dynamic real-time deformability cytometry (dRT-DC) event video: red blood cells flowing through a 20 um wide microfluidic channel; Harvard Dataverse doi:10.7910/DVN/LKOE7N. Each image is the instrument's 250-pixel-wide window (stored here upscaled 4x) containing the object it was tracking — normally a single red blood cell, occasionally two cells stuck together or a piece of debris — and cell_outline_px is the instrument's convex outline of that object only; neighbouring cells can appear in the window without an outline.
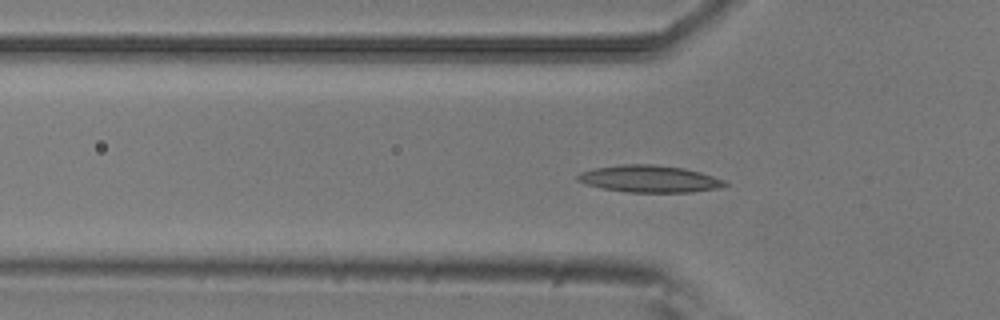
{"species": "common noctule bat (a hibernating species)", "species_latin": "Nyctalus noctula", "temperature_condition": "room temperature", "stored_images_in_passage": 54, "camera_frame_rate_fps": 3000, "um_per_image_px": 0.085, "animal": {"sex": "male", "body_mass_g": 20.5, "forearm_length_mm": 52.5}, "frame": {"image": 1, "passage_image": 17, "time_ms": 5.333, "image_size_px": [1000, 320], "cell_outline_px": [[728, 184], [716, 188], [692, 192], [628, 192], [604, 188], [588, 184], [576, 180], [576, 176], [580, 172], [592, 168], [620, 164], [656, 164], [684, 168], [700, 172], [724, 180]], "centroid_in_image_um": [55.17, 15.19], "position_along_channel_um": 70.6, "area_um2": 23.06}}
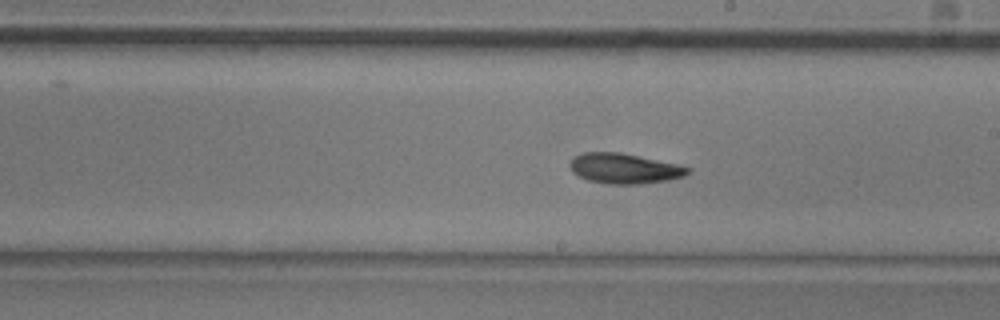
{"frame": {"image": 2, "passage_image": 30, "time_ms": 9.667, "image_size_px": [1000, 320], "cell_outline_px": [[692, 172], [684, 176], [668, 180], [640, 184], [608, 184], [588, 180], [572, 172], [568, 164], [572, 156], [584, 152], [620, 152], [676, 164], [692, 168]], "centroid_in_image_um": [53.05, 14.32], "position_along_channel_um": 236.0, "area_um2": 20.87}}
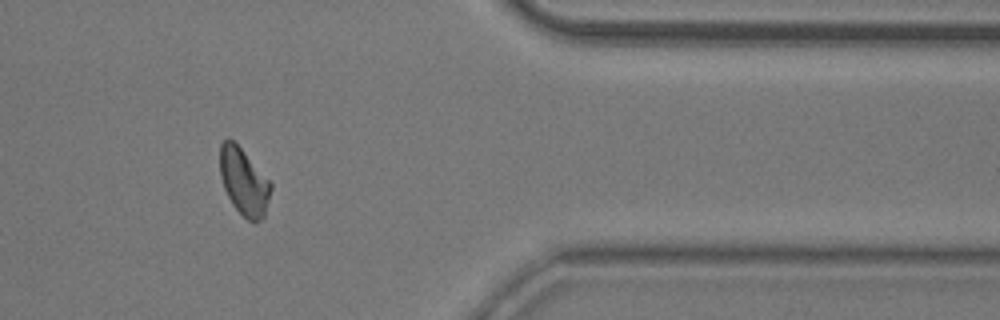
{"frame": {"image": 3, "passage_image": 44, "time_ms": 14.333, "image_size_px": [1000, 320], "cell_outline_px": [[272, 188], [264, 216], [256, 224], [252, 224], [232, 204], [224, 188], [220, 176], [220, 144], [228, 136], [244, 152], [272, 184]], "centroid_in_image_um": [20.72, 15.47], "position_along_channel_um": 390.7, "area_um2": 19.65}}